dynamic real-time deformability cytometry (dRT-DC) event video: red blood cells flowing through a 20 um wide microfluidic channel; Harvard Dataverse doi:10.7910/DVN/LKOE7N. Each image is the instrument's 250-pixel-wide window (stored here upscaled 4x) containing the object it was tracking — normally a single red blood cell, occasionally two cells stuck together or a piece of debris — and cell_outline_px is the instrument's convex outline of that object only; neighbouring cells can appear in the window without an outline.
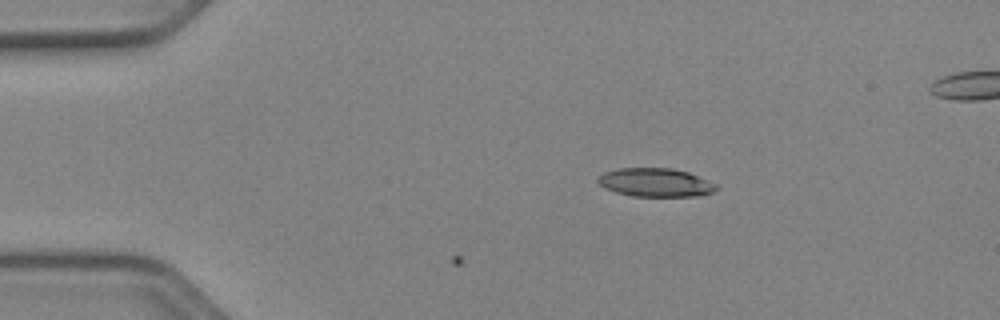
{"species": "Egyptian fruit bat (a non-hibernating species)", "species_latin": "Rousettus aegyptiacus", "temperature_condition": "cold", "stored_images_in_passage": 2, "camera_frame_rate_fps": 3000, "um_per_image_px": 0.085, "animal": {"sex": "female"}, "frame": {"image": 1, "passage_image": 2, "time_ms": 0.333, "image_size_px": [1000, 320], "cell_outline_px": [[720, 188], [712, 192], [700, 196], [632, 196], [616, 192], [604, 188], [596, 180], [604, 172], [616, 168], [672, 168], [688, 172], [716, 184]], "centroid_in_image_um": [55.71, 15.51], "position_along_channel_um": 29.3, "area_um2": 19.71}}